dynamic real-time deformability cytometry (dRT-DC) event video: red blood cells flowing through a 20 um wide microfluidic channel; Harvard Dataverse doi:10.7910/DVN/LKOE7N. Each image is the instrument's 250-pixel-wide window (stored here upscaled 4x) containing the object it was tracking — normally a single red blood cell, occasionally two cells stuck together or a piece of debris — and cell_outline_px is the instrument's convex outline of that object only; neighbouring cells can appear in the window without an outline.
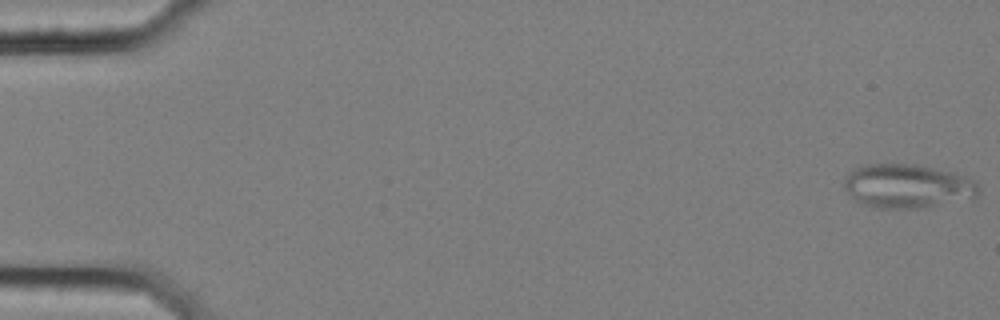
{"species": "common noctule bat (a hibernating species)", "species_latin": "Nyctalus noctula", "temperature_condition": "cold", "stored_images_in_passage": 57, "segment_of_instrument_passage": [1, 2], "camera_frame_rate_fps": 3000, "um_per_image_px": 0.085, "animal": {"sex": "female", "body_mass_g": 25.1}, "frame": {"image": 1, "passage_image": 1, "time_ms": 0.0, "image_size_px": [1000, 320], "cell_outline_px": [[980, 188], [976, 200], [916, 208], [876, 208], [864, 204], [856, 200], [844, 188], [844, 176], [856, 168], [868, 164], [916, 164], [952, 172], [964, 176], [972, 180]], "centroid_in_image_um": [77.18, 15.83], "position_along_channel_um": 7.8, "area_um2": 34.62}}